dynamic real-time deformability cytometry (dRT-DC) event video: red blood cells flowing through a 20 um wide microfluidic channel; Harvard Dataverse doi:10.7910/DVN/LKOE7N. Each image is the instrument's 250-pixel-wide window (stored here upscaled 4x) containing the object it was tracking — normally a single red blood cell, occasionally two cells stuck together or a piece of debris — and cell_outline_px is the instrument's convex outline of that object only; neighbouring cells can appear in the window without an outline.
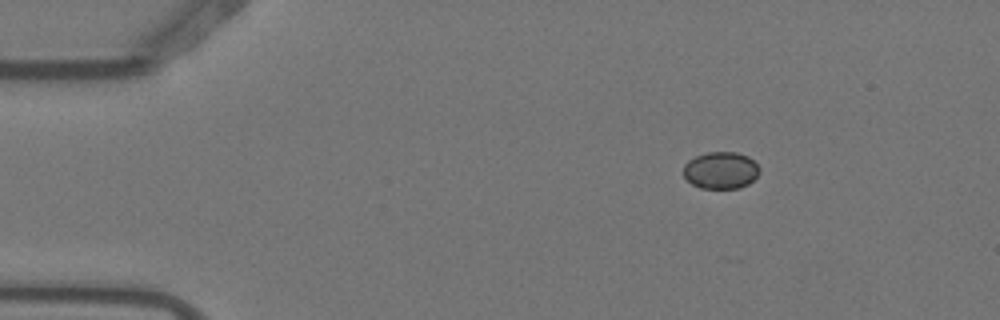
{"species": "Egyptian fruit bat (a non-hibernating species)", "species_latin": "Rousettus aegyptiacus", "temperature_condition": "warm", "stored_images_in_passage": 3, "camera_frame_rate_fps": 3000, "um_per_image_px": 0.085, "animal": {"sex": "female"}, "frame": {"image": 1, "passage_image": 1, "time_ms": 0.0, "image_size_px": [1000, 320], "cell_outline_px": [[760, 172], [748, 184], [740, 188], [700, 188], [692, 184], [684, 176], [684, 164], [688, 160], [696, 156], [708, 152], [736, 152], [748, 156], [760, 168]], "centroid_in_image_um": [61.27, 14.47], "position_along_channel_um": 23.7, "area_um2": 16.36}}